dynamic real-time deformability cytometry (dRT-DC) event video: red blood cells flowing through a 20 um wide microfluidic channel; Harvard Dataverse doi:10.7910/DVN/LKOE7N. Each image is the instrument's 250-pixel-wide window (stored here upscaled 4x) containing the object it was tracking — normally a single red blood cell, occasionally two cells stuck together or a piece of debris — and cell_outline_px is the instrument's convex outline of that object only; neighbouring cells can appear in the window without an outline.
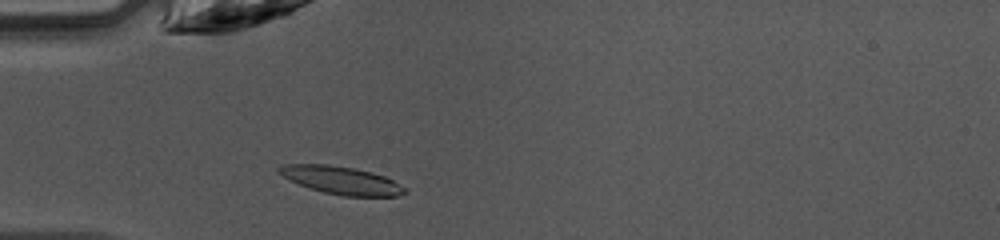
{"species": "common noctule bat (a hibernating species)", "species_latin": "Nyctalus noctula", "temperature_condition": "warm", "stored_images_in_passage": 37, "camera_frame_rate_fps": 3000, "um_per_image_px": 0.085, "animal": {"sex": "female", "body_mass_g": 10.0, "forearm_length_mm": 53.1}, "frame": {"image": 1, "passage_image": 4, "time_ms": 1.0, "image_size_px": [1000, 240], "cell_outline_px": [[408, 192], [396, 196], [344, 196], [324, 192], [300, 184], [276, 172], [276, 168], [284, 164], [328, 164], [352, 168], [384, 176], [392, 180], [404, 188]], "centroid_in_image_um": [28.98, 15.32], "position_along_channel_um": 56.0, "area_um2": 19.94}}
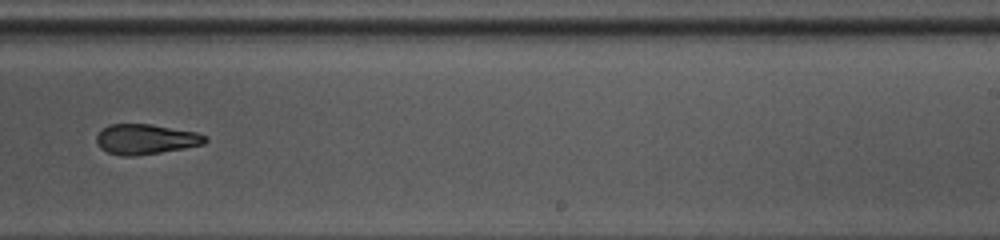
{"frame": {"image": 2, "passage_image": 20, "time_ms": 6.333, "image_size_px": [1000, 240], "cell_outline_px": [[208, 140], [204, 144], [184, 148], [136, 156], [120, 156], [108, 152], [100, 148], [96, 140], [96, 136], [108, 124], [152, 124], [196, 132], [208, 136]], "centroid_in_image_um": [12.4, 11.83], "position_along_channel_um": 276.6, "area_um2": 19.13}}
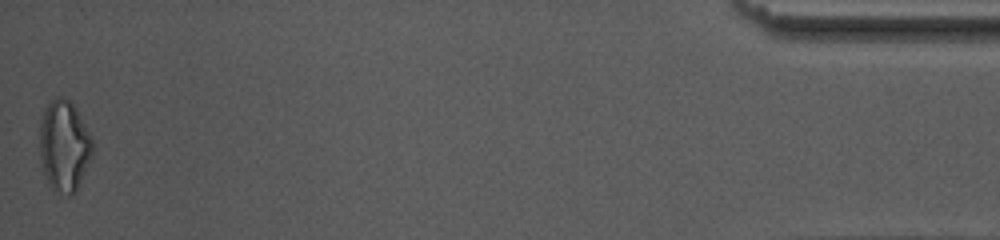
{"frame": {"image": 3, "passage_image": 37, "time_ms": 12.0, "image_size_px": [1000, 240], "cell_outline_px": [[92, 156], [72, 196], [68, 196], [52, 188], [48, 184], [40, 164], [40, 120], [44, 108], [56, 96], [64, 96], [76, 108], [92, 140]], "centroid_in_image_um": [5.42, 12.38], "position_along_channel_um": 429.8, "area_um2": 27.86}, "authors_computed_cell_mechanics": {"area_um2": 19.941, "velocity_mm_per_s": 4.2343, "shape_relaxation_time_tau1_ms": 4.7024, "shape_relaxation_time_tau2_ms": 4.2692, "deformation_change_tau1": 0.1798, "deformation_change_tau2": 0.1476}}